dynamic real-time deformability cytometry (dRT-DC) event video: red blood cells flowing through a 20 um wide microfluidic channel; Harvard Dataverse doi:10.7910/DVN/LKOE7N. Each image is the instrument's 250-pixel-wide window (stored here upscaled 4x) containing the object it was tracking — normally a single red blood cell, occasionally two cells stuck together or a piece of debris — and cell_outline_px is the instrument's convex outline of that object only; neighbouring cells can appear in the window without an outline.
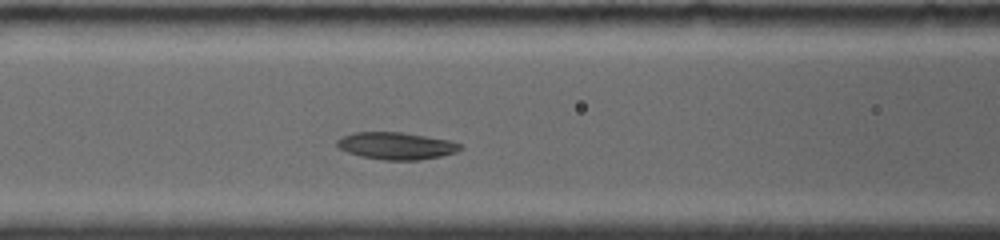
{"species": "common noctule bat (a hibernating species)", "species_latin": "Nyctalus noctula", "temperature_condition": "room temperature", "stored_images_in_passage": 9, "camera_frame_rate_fps": 4000, "um_per_image_px": 0.085, "animal": {"sex": "female", "body_mass_g": 19.0, "forearm_length_mm": 56.7}, "frame": {"image": 1, "passage_image": 7, "time_ms": 3.5, "image_size_px": [1000, 240], "cell_outline_px": [[464, 148], [456, 152], [440, 156], [416, 160], [384, 160], [360, 156], [348, 152], [340, 148], [336, 144], [336, 140], [352, 132], [400, 132], [448, 140], [460, 144]], "centroid_in_image_um": [33.66, 12.39], "position_along_channel_um": 132.9, "area_um2": 19.31}}
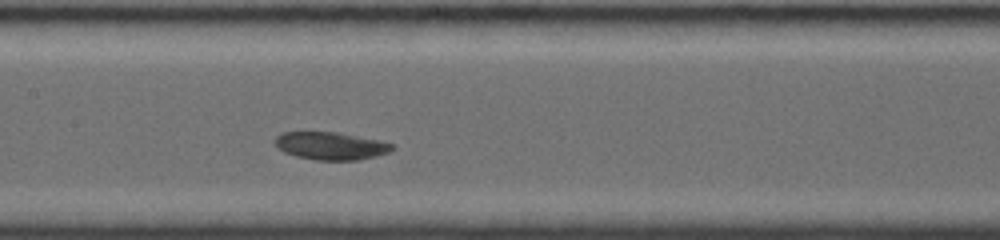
{"frame": {"image": 2, "passage_image": 9, "time_ms": 4.75, "image_size_px": [1000, 240], "cell_outline_px": [[396, 148], [388, 152], [376, 156], [356, 160], [316, 160], [296, 156], [284, 152], [276, 144], [276, 136], [280, 132], [336, 132], [380, 140], [392, 144]], "centroid_in_image_um": [28.13, 12.39], "position_along_channel_um": 179.3, "area_um2": 18.79}}